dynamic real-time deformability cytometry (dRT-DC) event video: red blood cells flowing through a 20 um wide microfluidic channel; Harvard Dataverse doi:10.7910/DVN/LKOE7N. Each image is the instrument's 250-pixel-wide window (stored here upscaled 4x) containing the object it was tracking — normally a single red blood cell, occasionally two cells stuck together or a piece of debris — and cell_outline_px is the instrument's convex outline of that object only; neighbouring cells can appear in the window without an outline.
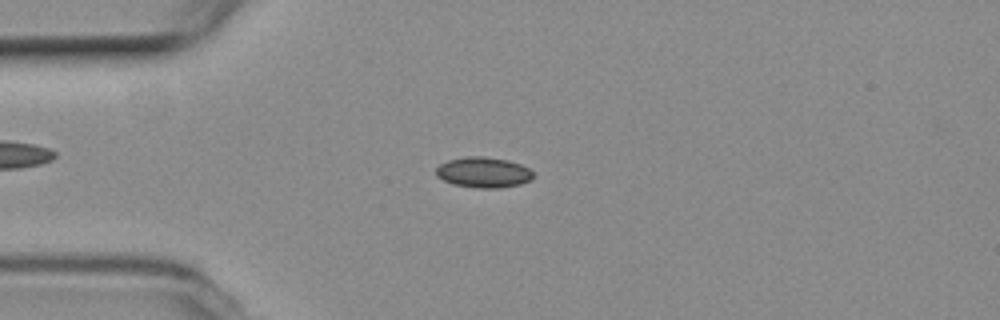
{"species": "common noctule bat (a hibernating species)", "species_latin": "Nyctalus noctula", "temperature_condition": "room temperature", "stored_images_in_passage": 12, "camera_frame_rate_fps": 3000, "um_per_image_px": 0.085, "animal": {"sex": "female", "body_mass_g": 19.3, "forearm_length_mm": 54.1}, "frame": {"image": 1, "passage_image": 3, "time_ms": 0.667, "image_size_px": [1000, 320], "cell_outline_px": [[532, 180], [520, 184], [500, 188], [476, 188], [452, 184], [436, 176], [436, 168], [440, 164], [448, 160], [464, 156], [484, 156], [508, 160], [520, 164], [528, 168], [532, 172]], "centroid_in_image_um": [41.08, 14.65], "position_along_channel_um": 43.9, "area_um2": 17.4}}
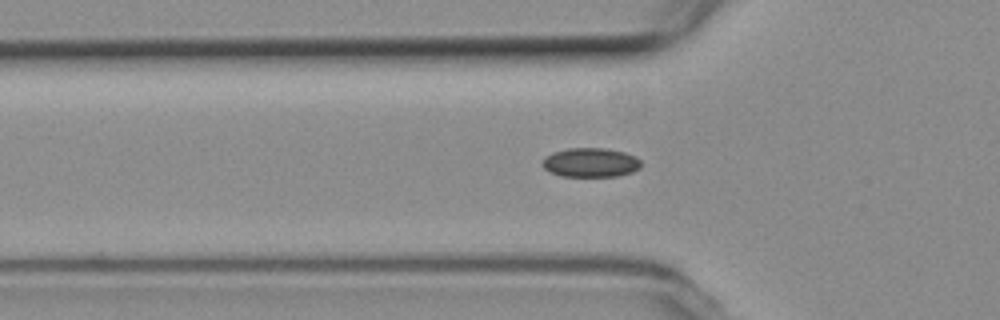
{"frame": {"image": 2, "passage_image": 7, "time_ms": 2.0, "image_size_px": [1000, 320], "cell_outline_px": [[640, 168], [632, 172], [620, 176], [560, 176], [544, 168], [544, 156], [552, 152], [568, 148], [604, 148], [624, 152], [636, 156], [640, 160]], "centroid_in_image_um": [50.22, 13.81], "position_along_channel_um": 75.6, "area_um2": 16.76}}
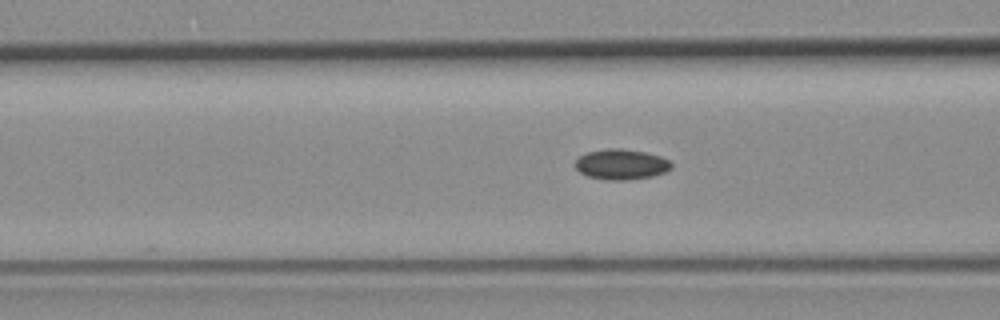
{"frame": {"image": 3, "passage_image": 10, "time_ms": 3.0, "image_size_px": [1000, 320], "cell_outline_px": [[672, 168], [664, 172], [652, 176], [628, 180], [604, 180], [588, 176], [580, 172], [572, 164], [580, 156], [588, 152], [608, 148], [620, 148], [644, 152], [660, 156], [668, 160], [672, 164]], "centroid_in_image_um": [52.78, 13.97], "position_along_channel_um": 113.8, "area_um2": 17.05}}